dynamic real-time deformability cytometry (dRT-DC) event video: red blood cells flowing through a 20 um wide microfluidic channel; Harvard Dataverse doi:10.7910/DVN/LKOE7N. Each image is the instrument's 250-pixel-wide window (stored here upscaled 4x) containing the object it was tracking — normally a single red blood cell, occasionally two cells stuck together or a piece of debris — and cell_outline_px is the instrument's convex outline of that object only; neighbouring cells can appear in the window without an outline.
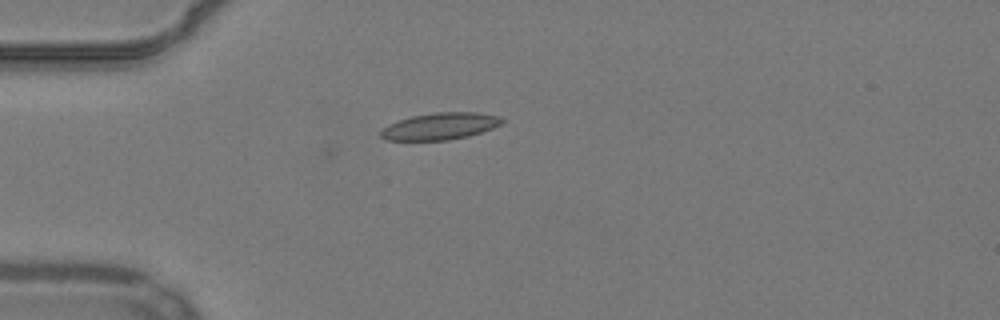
{"species": "common noctule bat (a hibernating species)", "species_latin": "Nyctalus noctula", "temperature_condition": "warm", "stored_images_in_passage": 26, "camera_frame_rate_fps": 3000, "um_per_image_px": 0.085, "animal": {"sex": "male", "body_mass_g": 19.2, "forearm_length_mm": 51.8}, "frame": {"image": 1, "passage_image": 1, "time_ms": 0.0, "image_size_px": [1000, 320], "cell_outline_px": [[504, 120], [500, 124], [492, 128], [468, 136], [448, 140], [384, 140], [380, 136], [380, 132], [388, 124], [412, 116], [436, 112], [476, 112], [500, 116]], "centroid_in_image_um": [37.4, 10.73], "position_along_channel_um": 47.6, "area_um2": 18.84}}
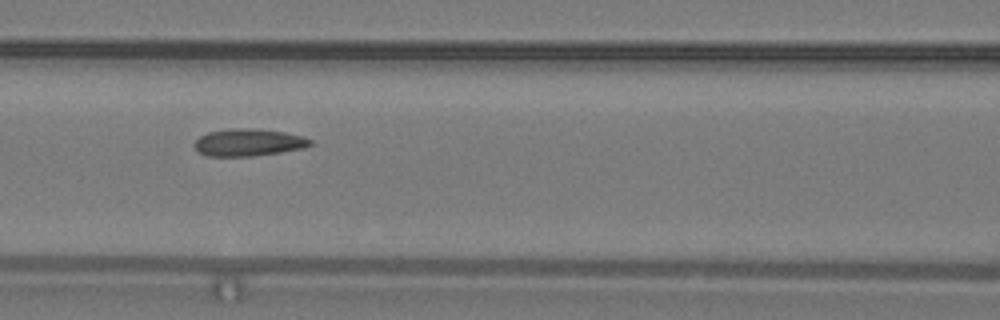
{"frame": {"image": 2, "passage_image": 10, "time_ms": 3.0, "image_size_px": [1000, 320], "cell_outline_px": [[312, 144], [304, 148], [280, 152], [252, 156], [204, 156], [192, 144], [200, 136], [208, 132], [248, 128], [284, 132], [304, 136], [312, 140]], "centroid_in_image_um": [21.14, 12.12], "position_along_channel_um": 145.5, "area_um2": 18.15}}
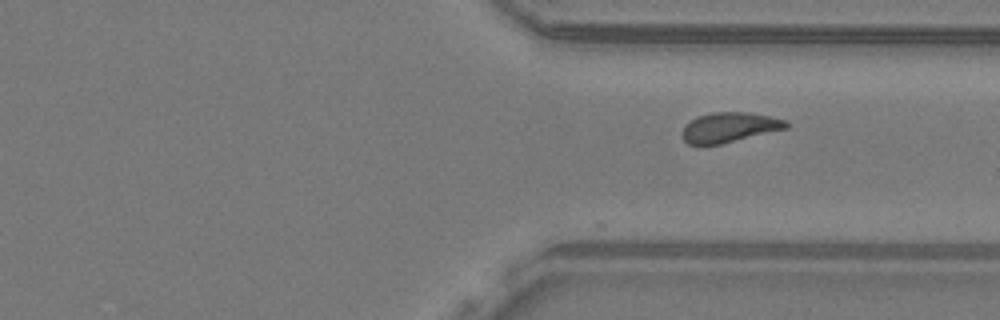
{"frame": {"image": 3, "passage_image": 26, "time_ms": 8.333, "image_size_px": [1000, 320], "cell_outline_px": [[788, 128], [720, 144], [688, 144], [684, 140], [680, 132], [684, 124], [696, 116], [712, 112], [748, 112], [788, 120]], "centroid_in_image_um": [61.96, 10.81], "position_along_channel_um": 349.4, "area_um2": 18.21}}